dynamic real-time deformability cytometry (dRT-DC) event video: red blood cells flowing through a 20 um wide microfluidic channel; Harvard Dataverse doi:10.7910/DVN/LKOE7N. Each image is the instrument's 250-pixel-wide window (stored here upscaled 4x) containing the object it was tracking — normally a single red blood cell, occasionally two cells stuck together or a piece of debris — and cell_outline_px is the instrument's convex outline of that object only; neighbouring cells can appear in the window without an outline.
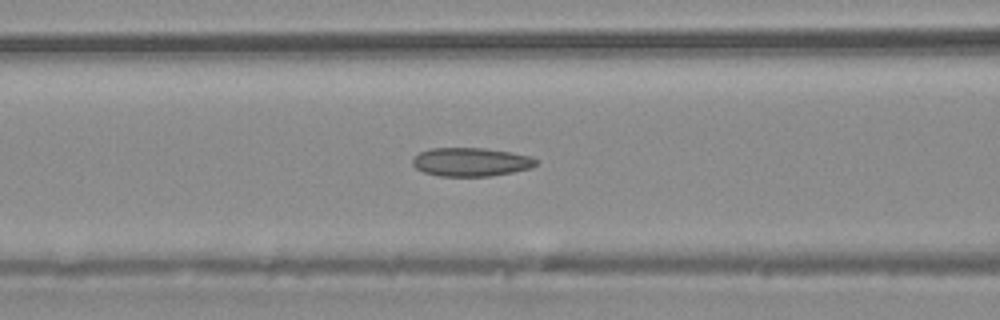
{"species": "common noctule bat (a hibernating species)", "species_latin": "Nyctalus noctula", "temperature_condition": "warm", "stored_images_in_passage": 31, "camera_frame_rate_fps": 3000, "um_per_image_px": 0.085, "animal": {"sex": "male", "body_mass_g": 20.4}, "frame": {"image": 1, "passage_image": 6, "time_ms": 1.667, "image_size_px": [1000, 320], "cell_outline_px": [[540, 160], [532, 168], [512, 172], [488, 176], [440, 176], [424, 172], [416, 168], [412, 164], [412, 160], [420, 152], [432, 148], [484, 148], [532, 156]], "centroid_in_image_um": [40.06, 13.77], "position_along_channel_um": 126.5, "area_um2": 20.52}}
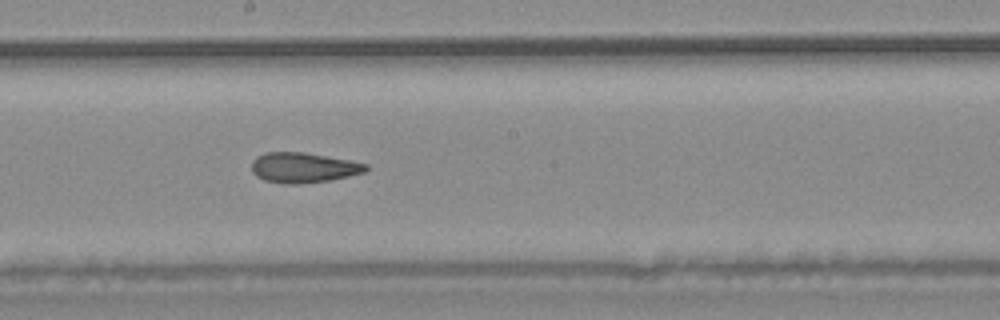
{"frame": {"image": 2, "passage_image": 12, "time_ms": 3.667, "image_size_px": [1000, 320], "cell_outline_px": [[368, 168], [364, 172], [348, 176], [328, 180], [296, 184], [284, 184], [264, 180], [256, 176], [252, 172], [252, 160], [256, 156], [264, 152], [304, 152], [348, 160], [368, 164]], "centroid_in_image_um": [25.74, 14.24], "position_along_channel_um": 222.5, "area_um2": 20.0}}
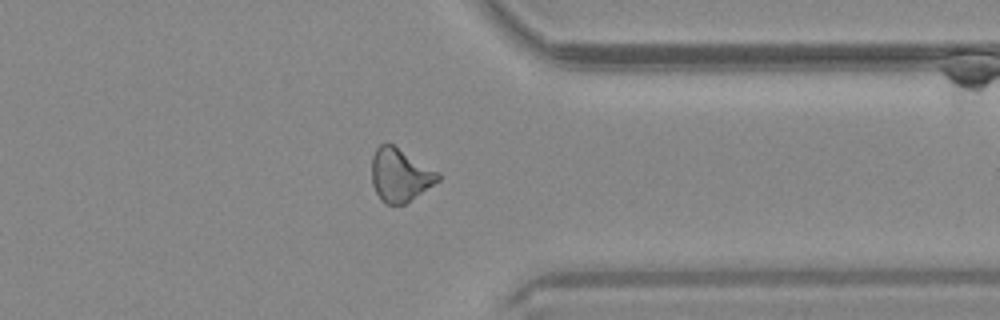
{"frame": {"image": 3, "passage_image": 22, "time_ms": 7.0, "image_size_px": [1000, 320], "cell_outline_px": [[440, 180], [404, 204], [384, 204], [380, 200], [372, 184], [372, 156], [376, 148], [380, 144], [392, 144], [440, 172]], "centroid_in_image_um": [33.99, 14.88], "position_along_channel_um": 377.4, "area_um2": 20.46}}